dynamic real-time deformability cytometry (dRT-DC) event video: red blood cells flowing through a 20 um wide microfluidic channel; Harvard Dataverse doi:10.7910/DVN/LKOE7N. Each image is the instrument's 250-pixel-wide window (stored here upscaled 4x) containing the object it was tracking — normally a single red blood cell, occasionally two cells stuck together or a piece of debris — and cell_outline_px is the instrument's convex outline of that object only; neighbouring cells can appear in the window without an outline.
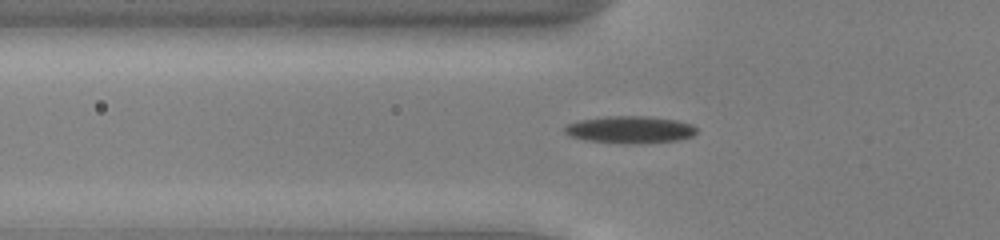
{"species": "common noctule bat (a hibernating species)", "species_latin": "Nyctalus noctula", "temperature_condition": "cold", "stored_images_in_passage": 53, "camera_frame_rate_fps": 3000, "um_per_image_px": 0.085, "animal": {"sex": "male", "body_mass_g": 13.0, "forearm_length_mm": 53.1}, "frame": {"image": 1, "passage_image": 19, "time_ms": 6.0, "image_size_px": [1000, 240], "cell_outline_px": [[696, 132], [692, 136], [676, 140], [636, 144], [628, 144], [588, 140], [568, 136], [564, 132], [564, 128], [568, 124], [580, 120], [604, 116], [644, 116], [676, 120], [692, 124], [696, 128]], "centroid_in_image_um": [53.53, 11.02], "position_along_channel_um": 72.3, "area_um2": 20.81}}
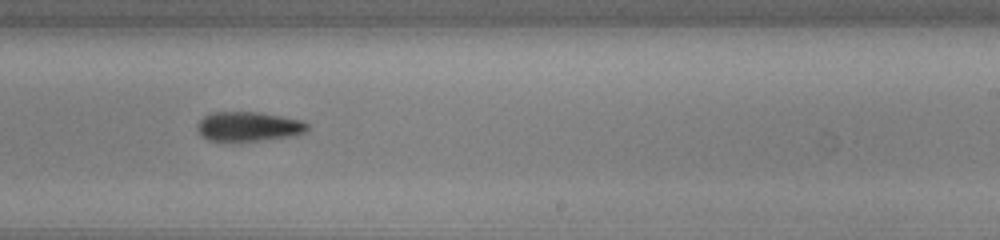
{"frame": {"image": 2, "passage_image": 34, "time_ms": 11.0, "image_size_px": [1000, 240], "cell_outline_px": [[308, 128], [304, 132], [296, 136], [228, 144], [208, 140], [200, 136], [196, 132], [196, 128], [200, 120], [204, 116], [212, 112], [260, 112], [304, 120], [308, 124]], "centroid_in_image_um": [21.08, 10.79], "position_along_channel_um": 267.9, "area_um2": 19.83}}
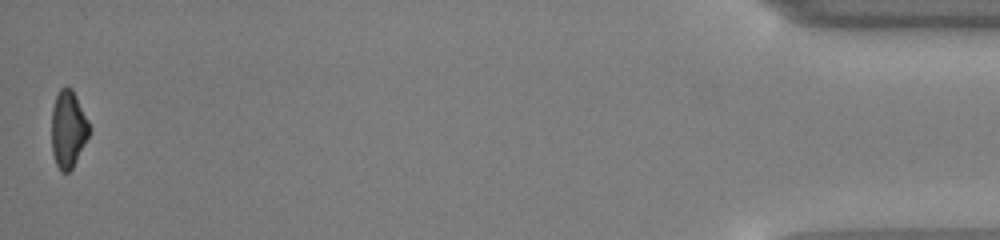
{"frame": {"image": 3, "passage_image": 53, "time_ms": 17.333, "image_size_px": [1000, 240], "cell_outline_px": [[92, 128], [72, 168], [68, 172], [60, 172], [56, 164], [52, 152], [52, 108], [56, 96], [60, 88], [72, 88]], "centroid_in_image_um": [5.79, 10.98], "position_along_channel_um": 429.4, "area_um2": 16.82}, "authors_computed_cell_mechanics": {"area_um2": 18.496, "velocity_mm_per_s": 3.9325, "shape_relaxation_time_tau1_ms": 3.4635, "shape_relaxation_time_tau2_ms": null, "deformation_change_tau1": 0.1315, "deformation_change_tau2": null}}